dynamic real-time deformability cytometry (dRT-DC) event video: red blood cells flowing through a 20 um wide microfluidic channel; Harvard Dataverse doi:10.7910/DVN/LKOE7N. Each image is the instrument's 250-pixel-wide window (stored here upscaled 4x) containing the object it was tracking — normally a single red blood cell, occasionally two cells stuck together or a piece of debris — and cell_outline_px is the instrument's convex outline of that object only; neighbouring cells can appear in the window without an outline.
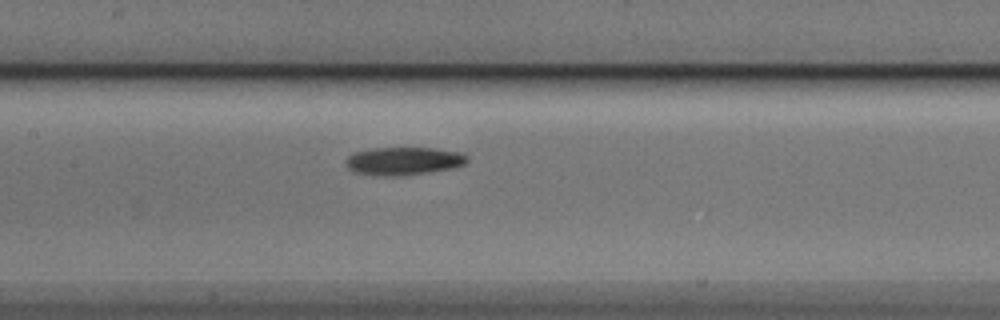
{"species": "Egyptian fruit bat (a non-hibernating species)", "species_latin": "Rousettus aegyptiacus", "temperature_condition": "cold", "stored_images_in_passage": 4, "camera_frame_rate_fps": 3000, "um_per_image_px": 0.085, "animal": {"sex": "male"}, "frame": {"image": 1, "passage_image": 4, "time_ms": 4.333, "image_size_px": [1000, 320], "cell_outline_px": [[468, 160], [464, 164], [452, 168], [428, 172], [400, 176], [376, 176], [352, 172], [344, 164], [344, 160], [352, 152], [372, 148], [436, 148], [460, 152], [468, 156]], "centroid_in_image_um": [34.24, 13.69], "position_along_channel_um": 173.2, "area_um2": 20.11}}